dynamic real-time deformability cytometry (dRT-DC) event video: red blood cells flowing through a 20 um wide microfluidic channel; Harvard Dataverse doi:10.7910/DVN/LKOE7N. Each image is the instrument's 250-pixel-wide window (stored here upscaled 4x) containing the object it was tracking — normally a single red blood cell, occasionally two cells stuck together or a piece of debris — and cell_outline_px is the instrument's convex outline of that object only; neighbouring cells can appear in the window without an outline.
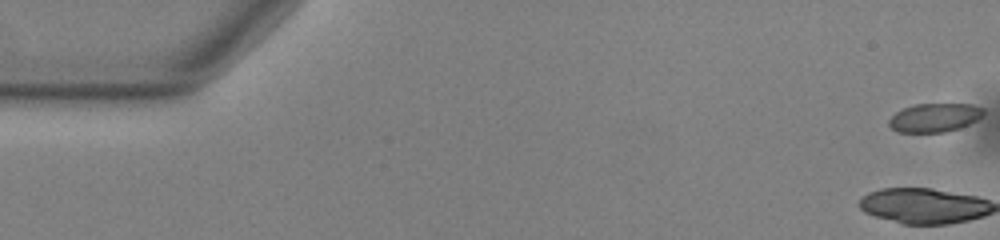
{"species": "common noctule bat (a hibernating species)", "species_latin": "Nyctalus noctula", "temperature_condition": "warm", "stored_images_in_passage": 41, "camera_frame_rate_fps": 3000, "um_per_image_px": 0.085, "animal": {"sex": "male", "body_mass_g": 13.0, "forearm_length_mm": 53.1}, "frame": {"image": 1, "passage_image": 1, "time_ms": 0.0, "image_size_px": [1000, 240], "cell_outline_px": [[984, 112], [976, 120], [968, 124], [944, 132], [896, 132], [888, 124], [888, 120], [896, 112], [904, 108], [916, 104], [972, 104], [984, 108]], "centroid_in_image_um": [79.41, 9.99], "position_along_channel_um": 5.6, "area_um2": 15.61}}